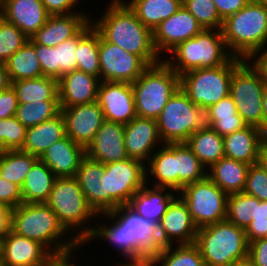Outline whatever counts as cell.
<instances>
[{
  "instance_id": "6da1fadb",
  "label": "cell",
  "mask_w": 267,
  "mask_h": 266,
  "mask_svg": "<svg viewBox=\"0 0 267 266\" xmlns=\"http://www.w3.org/2000/svg\"><path fill=\"white\" fill-rule=\"evenodd\" d=\"M76 178L89 205L97 214L128 205L146 184L145 165L127 158L103 164L85 156Z\"/></svg>"
},
{
  "instance_id": "7a4b0ae2",
  "label": "cell",
  "mask_w": 267,
  "mask_h": 266,
  "mask_svg": "<svg viewBox=\"0 0 267 266\" xmlns=\"http://www.w3.org/2000/svg\"><path fill=\"white\" fill-rule=\"evenodd\" d=\"M93 27L108 42L140 56L149 66L162 61L153 44L152 30L146 27L125 2H109Z\"/></svg>"
},
{
  "instance_id": "3957f363",
  "label": "cell",
  "mask_w": 267,
  "mask_h": 266,
  "mask_svg": "<svg viewBox=\"0 0 267 266\" xmlns=\"http://www.w3.org/2000/svg\"><path fill=\"white\" fill-rule=\"evenodd\" d=\"M12 231L39 242L53 256L80 246L46 203H22L15 207L12 214Z\"/></svg>"
},
{
  "instance_id": "277c9868",
  "label": "cell",
  "mask_w": 267,
  "mask_h": 266,
  "mask_svg": "<svg viewBox=\"0 0 267 266\" xmlns=\"http://www.w3.org/2000/svg\"><path fill=\"white\" fill-rule=\"evenodd\" d=\"M46 204L80 245L92 232L93 221H98V214L89 205L76 176L56 178Z\"/></svg>"
},
{
  "instance_id": "5b68a950",
  "label": "cell",
  "mask_w": 267,
  "mask_h": 266,
  "mask_svg": "<svg viewBox=\"0 0 267 266\" xmlns=\"http://www.w3.org/2000/svg\"><path fill=\"white\" fill-rule=\"evenodd\" d=\"M222 34L233 57L248 60L267 45V8L256 0L223 21Z\"/></svg>"
},
{
  "instance_id": "8992f818",
  "label": "cell",
  "mask_w": 267,
  "mask_h": 266,
  "mask_svg": "<svg viewBox=\"0 0 267 266\" xmlns=\"http://www.w3.org/2000/svg\"><path fill=\"white\" fill-rule=\"evenodd\" d=\"M194 244L205 266H232L248 259L245 229L227 219L198 228Z\"/></svg>"
},
{
  "instance_id": "52a82bcc",
  "label": "cell",
  "mask_w": 267,
  "mask_h": 266,
  "mask_svg": "<svg viewBox=\"0 0 267 266\" xmlns=\"http://www.w3.org/2000/svg\"><path fill=\"white\" fill-rule=\"evenodd\" d=\"M167 55L163 60L179 76L190 70L219 67L232 57L222 31L217 29H203L193 38L179 43Z\"/></svg>"
},
{
  "instance_id": "ba28073f",
  "label": "cell",
  "mask_w": 267,
  "mask_h": 266,
  "mask_svg": "<svg viewBox=\"0 0 267 266\" xmlns=\"http://www.w3.org/2000/svg\"><path fill=\"white\" fill-rule=\"evenodd\" d=\"M131 86L136 115L156 120L168 100L180 88V76L162 60L149 66Z\"/></svg>"
},
{
  "instance_id": "9c48e42d",
  "label": "cell",
  "mask_w": 267,
  "mask_h": 266,
  "mask_svg": "<svg viewBox=\"0 0 267 266\" xmlns=\"http://www.w3.org/2000/svg\"><path fill=\"white\" fill-rule=\"evenodd\" d=\"M242 60L232 56L219 67L187 71L180 75V88L195 105L207 110L229 95L233 69Z\"/></svg>"
},
{
  "instance_id": "30bf717a",
  "label": "cell",
  "mask_w": 267,
  "mask_h": 266,
  "mask_svg": "<svg viewBox=\"0 0 267 266\" xmlns=\"http://www.w3.org/2000/svg\"><path fill=\"white\" fill-rule=\"evenodd\" d=\"M156 121L164 144L185 143L206 126L205 110L195 105L181 88L168 100Z\"/></svg>"
},
{
  "instance_id": "8fae6325",
  "label": "cell",
  "mask_w": 267,
  "mask_h": 266,
  "mask_svg": "<svg viewBox=\"0 0 267 266\" xmlns=\"http://www.w3.org/2000/svg\"><path fill=\"white\" fill-rule=\"evenodd\" d=\"M265 85L261 75L249 60H242L233 69L229 95L244 122L247 125L258 127L262 131V95Z\"/></svg>"
},
{
  "instance_id": "7c38bea8",
  "label": "cell",
  "mask_w": 267,
  "mask_h": 266,
  "mask_svg": "<svg viewBox=\"0 0 267 266\" xmlns=\"http://www.w3.org/2000/svg\"><path fill=\"white\" fill-rule=\"evenodd\" d=\"M178 196L198 228L226 220L228 195L208 177L186 184Z\"/></svg>"
},
{
  "instance_id": "4fadbf2b",
  "label": "cell",
  "mask_w": 267,
  "mask_h": 266,
  "mask_svg": "<svg viewBox=\"0 0 267 266\" xmlns=\"http://www.w3.org/2000/svg\"><path fill=\"white\" fill-rule=\"evenodd\" d=\"M99 64L101 82L133 83L149 67L140 56L106 41L100 34Z\"/></svg>"
},
{
  "instance_id": "5bb4252c",
  "label": "cell",
  "mask_w": 267,
  "mask_h": 266,
  "mask_svg": "<svg viewBox=\"0 0 267 266\" xmlns=\"http://www.w3.org/2000/svg\"><path fill=\"white\" fill-rule=\"evenodd\" d=\"M202 30L196 18L182 4L173 15L153 29V44L162 58L179 43L193 38Z\"/></svg>"
},
{
  "instance_id": "9a60e30c",
  "label": "cell",
  "mask_w": 267,
  "mask_h": 266,
  "mask_svg": "<svg viewBox=\"0 0 267 266\" xmlns=\"http://www.w3.org/2000/svg\"><path fill=\"white\" fill-rule=\"evenodd\" d=\"M97 101L107 121L125 125L137 116L131 83L100 82Z\"/></svg>"
},
{
  "instance_id": "2e32d148",
  "label": "cell",
  "mask_w": 267,
  "mask_h": 266,
  "mask_svg": "<svg viewBox=\"0 0 267 266\" xmlns=\"http://www.w3.org/2000/svg\"><path fill=\"white\" fill-rule=\"evenodd\" d=\"M67 136L85 149L105 121L98 101L61 109Z\"/></svg>"
},
{
  "instance_id": "e0dca14e",
  "label": "cell",
  "mask_w": 267,
  "mask_h": 266,
  "mask_svg": "<svg viewBox=\"0 0 267 266\" xmlns=\"http://www.w3.org/2000/svg\"><path fill=\"white\" fill-rule=\"evenodd\" d=\"M159 237L164 246L195 243L198 227L187 205L177 196L158 224Z\"/></svg>"
},
{
  "instance_id": "ac0fdd59",
  "label": "cell",
  "mask_w": 267,
  "mask_h": 266,
  "mask_svg": "<svg viewBox=\"0 0 267 266\" xmlns=\"http://www.w3.org/2000/svg\"><path fill=\"white\" fill-rule=\"evenodd\" d=\"M124 143L128 158L144 165L157 150L156 147L164 144L159 135L157 121L138 116L124 125Z\"/></svg>"
},
{
  "instance_id": "d6986e66",
  "label": "cell",
  "mask_w": 267,
  "mask_h": 266,
  "mask_svg": "<svg viewBox=\"0 0 267 266\" xmlns=\"http://www.w3.org/2000/svg\"><path fill=\"white\" fill-rule=\"evenodd\" d=\"M52 256L39 242L11 230L2 239L0 266H49Z\"/></svg>"
},
{
  "instance_id": "ffe728a7",
  "label": "cell",
  "mask_w": 267,
  "mask_h": 266,
  "mask_svg": "<svg viewBox=\"0 0 267 266\" xmlns=\"http://www.w3.org/2000/svg\"><path fill=\"white\" fill-rule=\"evenodd\" d=\"M128 233V241L144 256L156 254L164 245L159 237L158 225L142 218L128 205L110 211Z\"/></svg>"
},
{
  "instance_id": "44dd1931",
  "label": "cell",
  "mask_w": 267,
  "mask_h": 266,
  "mask_svg": "<svg viewBox=\"0 0 267 266\" xmlns=\"http://www.w3.org/2000/svg\"><path fill=\"white\" fill-rule=\"evenodd\" d=\"M88 11L70 14L49 15L46 23L31 37L36 43L55 47L63 41L76 36L90 21Z\"/></svg>"
},
{
  "instance_id": "7402d4cb",
  "label": "cell",
  "mask_w": 267,
  "mask_h": 266,
  "mask_svg": "<svg viewBox=\"0 0 267 266\" xmlns=\"http://www.w3.org/2000/svg\"><path fill=\"white\" fill-rule=\"evenodd\" d=\"M85 152L88 158L103 164L127 159L124 124L105 120Z\"/></svg>"
},
{
  "instance_id": "603a6c76",
  "label": "cell",
  "mask_w": 267,
  "mask_h": 266,
  "mask_svg": "<svg viewBox=\"0 0 267 266\" xmlns=\"http://www.w3.org/2000/svg\"><path fill=\"white\" fill-rule=\"evenodd\" d=\"M97 218L99 219L100 223H94L92 232L81 244L82 250L86 244H90L92 241L95 242L94 240L99 241L100 239V241H103L104 244L108 243L112 249L117 250L116 252L119 253L118 257L120 256V259L137 258L143 256L128 241V233L126 232L125 225H123L111 212L100 213L98 214Z\"/></svg>"
},
{
  "instance_id": "cb8c5ba5",
  "label": "cell",
  "mask_w": 267,
  "mask_h": 266,
  "mask_svg": "<svg viewBox=\"0 0 267 266\" xmlns=\"http://www.w3.org/2000/svg\"><path fill=\"white\" fill-rule=\"evenodd\" d=\"M100 79L74 70L58 80L60 108L92 103L98 100Z\"/></svg>"
},
{
  "instance_id": "d4e9b609",
  "label": "cell",
  "mask_w": 267,
  "mask_h": 266,
  "mask_svg": "<svg viewBox=\"0 0 267 266\" xmlns=\"http://www.w3.org/2000/svg\"><path fill=\"white\" fill-rule=\"evenodd\" d=\"M86 156L85 148L68 136L53 143L39 159L58 177L76 176L81 161Z\"/></svg>"
},
{
  "instance_id": "484cf974",
  "label": "cell",
  "mask_w": 267,
  "mask_h": 266,
  "mask_svg": "<svg viewBox=\"0 0 267 266\" xmlns=\"http://www.w3.org/2000/svg\"><path fill=\"white\" fill-rule=\"evenodd\" d=\"M49 15L41 0H5L1 16L31 38Z\"/></svg>"
},
{
  "instance_id": "4316f807",
  "label": "cell",
  "mask_w": 267,
  "mask_h": 266,
  "mask_svg": "<svg viewBox=\"0 0 267 266\" xmlns=\"http://www.w3.org/2000/svg\"><path fill=\"white\" fill-rule=\"evenodd\" d=\"M145 184L131 198L128 206L142 218L159 224L170 203L178 196V192L167 187H156Z\"/></svg>"
},
{
  "instance_id": "83f0119b",
  "label": "cell",
  "mask_w": 267,
  "mask_h": 266,
  "mask_svg": "<svg viewBox=\"0 0 267 266\" xmlns=\"http://www.w3.org/2000/svg\"><path fill=\"white\" fill-rule=\"evenodd\" d=\"M267 135L258 127L247 125L224 139L225 157L248 165L257 163L258 151Z\"/></svg>"
},
{
  "instance_id": "f1b7e54d",
  "label": "cell",
  "mask_w": 267,
  "mask_h": 266,
  "mask_svg": "<svg viewBox=\"0 0 267 266\" xmlns=\"http://www.w3.org/2000/svg\"><path fill=\"white\" fill-rule=\"evenodd\" d=\"M146 183L156 187H167L177 192L175 173V143L158 147L145 165ZM152 179V180H150ZM154 182V183H153Z\"/></svg>"
},
{
  "instance_id": "f546056e",
  "label": "cell",
  "mask_w": 267,
  "mask_h": 266,
  "mask_svg": "<svg viewBox=\"0 0 267 266\" xmlns=\"http://www.w3.org/2000/svg\"><path fill=\"white\" fill-rule=\"evenodd\" d=\"M66 136V124L60 113L53 119L27 128L21 151L40 157L53 143Z\"/></svg>"
},
{
  "instance_id": "4dcf8cb0",
  "label": "cell",
  "mask_w": 267,
  "mask_h": 266,
  "mask_svg": "<svg viewBox=\"0 0 267 266\" xmlns=\"http://www.w3.org/2000/svg\"><path fill=\"white\" fill-rule=\"evenodd\" d=\"M250 165L227 157L207 169V177L227 195L242 193Z\"/></svg>"
},
{
  "instance_id": "1f68e13d",
  "label": "cell",
  "mask_w": 267,
  "mask_h": 266,
  "mask_svg": "<svg viewBox=\"0 0 267 266\" xmlns=\"http://www.w3.org/2000/svg\"><path fill=\"white\" fill-rule=\"evenodd\" d=\"M56 178L52 170L38 159L21 187L23 203H46Z\"/></svg>"
},
{
  "instance_id": "d6a6232c",
  "label": "cell",
  "mask_w": 267,
  "mask_h": 266,
  "mask_svg": "<svg viewBox=\"0 0 267 266\" xmlns=\"http://www.w3.org/2000/svg\"><path fill=\"white\" fill-rule=\"evenodd\" d=\"M205 116L206 126L211 127L222 137L247 126L238 114L237 107L230 95L205 110Z\"/></svg>"
},
{
  "instance_id": "836d02e7",
  "label": "cell",
  "mask_w": 267,
  "mask_h": 266,
  "mask_svg": "<svg viewBox=\"0 0 267 266\" xmlns=\"http://www.w3.org/2000/svg\"><path fill=\"white\" fill-rule=\"evenodd\" d=\"M185 143L207 169L225 157L223 137L209 126L197 130Z\"/></svg>"
},
{
  "instance_id": "e575fe53",
  "label": "cell",
  "mask_w": 267,
  "mask_h": 266,
  "mask_svg": "<svg viewBox=\"0 0 267 266\" xmlns=\"http://www.w3.org/2000/svg\"><path fill=\"white\" fill-rule=\"evenodd\" d=\"M16 92L18 104L42 101H60L58 80L42 76L36 79H21L11 83Z\"/></svg>"
},
{
  "instance_id": "d590c367",
  "label": "cell",
  "mask_w": 267,
  "mask_h": 266,
  "mask_svg": "<svg viewBox=\"0 0 267 266\" xmlns=\"http://www.w3.org/2000/svg\"><path fill=\"white\" fill-rule=\"evenodd\" d=\"M125 3L152 31L182 6V0H127Z\"/></svg>"
},
{
  "instance_id": "8d00e7d4",
  "label": "cell",
  "mask_w": 267,
  "mask_h": 266,
  "mask_svg": "<svg viewBox=\"0 0 267 266\" xmlns=\"http://www.w3.org/2000/svg\"><path fill=\"white\" fill-rule=\"evenodd\" d=\"M175 173H177V192H179L186 184L205 179L207 168L186 143H175Z\"/></svg>"
},
{
  "instance_id": "74e56055",
  "label": "cell",
  "mask_w": 267,
  "mask_h": 266,
  "mask_svg": "<svg viewBox=\"0 0 267 266\" xmlns=\"http://www.w3.org/2000/svg\"><path fill=\"white\" fill-rule=\"evenodd\" d=\"M11 83L21 79L42 77L40 61L35 47L27 41L5 62Z\"/></svg>"
},
{
  "instance_id": "f35d334b",
  "label": "cell",
  "mask_w": 267,
  "mask_h": 266,
  "mask_svg": "<svg viewBox=\"0 0 267 266\" xmlns=\"http://www.w3.org/2000/svg\"><path fill=\"white\" fill-rule=\"evenodd\" d=\"M38 159L21 150L0 151V177L22 187L26 175Z\"/></svg>"
},
{
  "instance_id": "ab89813d",
  "label": "cell",
  "mask_w": 267,
  "mask_h": 266,
  "mask_svg": "<svg viewBox=\"0 0 267 266\" xmlns=\"http://www.w3.org/2000/svg\"><path fill=\"white\" fill-rule=\"evenodd\" d=\"M77 70L100 79L99 32L93 26L78 40Z\"/></svg>"
},
{
  "instance_id": "60d3db41",
  "label": "cell",
  "mask_w": 267,
  "mask_h": 266,
  "mask_svg": "<svg viewBox=\"0 0 267 266\" xmlns=\"http://www.w3.org/2000/svg\"><path fill=\"white\" fill-rule=\"evenodd\" d=\"M155 255L159 266H205L199 248L194 243L167 245Z\"/></svg>"
},
{
  "instance_id": "b9f144b4",
  "label": "cell",
  "mask_w": 267,
  "mask_h": 266,
  "mask_svg": "<svg viewBox=\"0 0 267 266\" xmlns=\"http://www.w3.org/2000/svg\"><path fill=\"white\" fill-rule=\"evenodd\" d=\"M60 113V101H40L18 104L15 117L29 128L53 119Z\"/></svg>"
},
{
  "instance_id": "7bdbcfd3",
  "label": "cell",
  "mask_w": 267,
  "mask_h": 266,
  "mask_svg": "<svg viewBox=\"0 0 267 266\" xmlns=\"http://www.w3.org/2000/svg\"><path fill=\"white\" fill-rule=\"evenodd\" d=\"M256 198L245 193L228 195L226 219L236 226L246 229L255 216Z\"/></svg>"
},
{
  "instance_id": "ee69618b",
  "label": "cell",
  "mask_w": 267,
  "mask_h": 266,
  "mask_svg": "<svg viewBox=\"0 0 267 266\" xmlns=\"http://www.w3.org/2000/svg\"><path fill=\"white\" fill-rule=\"evenodd\" d=\"M93 26L90 21L76 36L56 46V79L77 70L78 40Z\"/></svg>"
},
{
  "instance_id": "f6af8a7d",
  "label": "cell",
  "mask_w": 267,
  "mask_h": 266,
  "mask_svg": "<svg viewBox=\"0 0 267 266\" xmlns=\"http://www.w3.org/2000/svg\"><path fill=\"white\" fill-rule=\"evenodd\" d=\"M182 4L203 29H222L223 20L212 0H182Z\"/></svg>"
},
{
  "instance_id": "bcb514c9",
  "label": "cell",
  "mask_w": 267,
  "mask_h": 266,
  "mask_svg": "<svg viewBox=\"0 0 267 266\" xmlns=\"http://www.w3.org/2000/svg\"><path fill=\"white\" fill-rule=\"evenodd\" d=\"M28 39L17 26L0 16V63H5Z\"/></svg>"
},
{
  "instance_id": "7dc6e473",
  "label": "cell",
  "mask_w": 267,
  "mask_h": 266,
  "mask_svg": "<svg viewBox=\"0 0 267 266\" xmlns=\"http://www.w3.org/2000/svg\"><path fill=\"white\" fill-rule=\"evenodd\" d=\"M27 128L15 116L0 119V151L21 150Z\"/></svg>"
},
{
  "instance_id": "c3c4849f",
  "label": "cell",
  "mask_w": 267,
  "mask_h": 266,
  "mask_svg": "<svg viewBox=\"0 0 267 266\" xmlns=\"http://www.w3.org/2000/svg\"><path fill=\"white\" fill-rule=\"evenodd\" d=\"M243 193L267 201V172L259 165H250Z\"/></svg>"
},
{
  "instance_id": "681fc988",
  "label": "cell",
  "mask_w": 267,
  "mask_h": 266,
  "mask_svg": "<svg viewBox=\"0 0 267 266\" xmlns=\"http://www.w3.org/2000/svg\"><path fill=\"white\" fill-rule=\"evenodd\" d=\"M248 243L267 237V201L256 198L255 216L245 229Z\"/></svg>"
},
{
  "instance_id": "f907efd6",
  "label": "cell",
  "mask_w": 267,
  "mask_h": 266,
  "mask_svg": "<svg viewBox=\"0 0 267 266\" xmlns=\"http://www.w3.org/2000/svg\"><path fill=\"white\" fill-rule=\"evenodd\" d=\"M28 41L35 47L41 65L42 76L56 79V46L48 47L36 44L31 38Z\"/></svg>"
},
{
  "instance_id": "816d5d0a",
  "label": "cell",
  "mask_w": 267,
  "mask_h": 266,
  "mask_svg": "<svg viewBox=\"0 0 267 266\" xmlns=\"http://www.w3.org/2000/svg\"><path fill=\"white\" fill-rule=\"evenodd\" d=\"M0 203L12 209L23 203L21 187L0 177Z\"/></svg>"
},
{
  "instance_id": "f5cc1de1",
  "label": "cell",
  "mask_w": 267,
  "mask_h": 266,
  "mask_svg": "<svg viewBox=\"0 0 267 266\" xmlns=\"http://www.w3.org/2000/svg\"><path fill=\"white\" fill-rule=\"evenodd\" d=\"M17 107V95L12 86L0 92V119L15 116Z\"/></svg>"
},
{
  "instance_id": "db71d44e",
  "label": "cell",
  "mask_w": 267,
  "mask_h": 266,
  "mask_svg": "<svg viewBox=\"0 0 267 266\" xmlns=\"http://www.w3.org/2000/svg\"><path fill=\"white\" fill-rule=\"evenodd\" d=\"M247 260L253 266H267V237L249 243Z\"/></svg>"
},
{
  "instance_id": "11a10c76",
  "label": "cell",
  "mask_w": 267,
  "mask_h": 266,
  "mask_svg": "<svg viewBox=\"0 0 267 266\" xmlns=\"http://www.w3.org/2000/svg\"><path fill=\"white\" fill-rule=\"evenodd\" d=\"M46 11L50 15L70 14L80 12L77 7L79 5L75 0H41ZM78 8V9H77ZM77 9V10H75Z\"/></svg>"
},
{
  "instance_id": "9f6ffc18",
  "label": "cell",
  "mask_w": 267,
  "mask_h": 266,
  "mask_svg": "<svg viewBox=\"0 0 267 266\" xmlns=\"http://www.w3.org/2000/svg\"><path fill=\"white\" fill-rule=\"evenodd\" d=\"M217 7L220 18L224 21L227 17L237 13L245 7L250 0H212Z\"/></svg>"
},
{
  "instance_id": "6f0895ef",
  "label": "cell",
  "mask_w": 267,
  "mask_h": 266,
  "mask_svg": "<svg viewBox=\"0 0 267 266\" xmlns=\"http://www.w3.org/2000/svg\"><path fill=\"white\" fill-rule=\"evenodd\" d=\"M248 60L257 69L262 80L267 84V45L256 51Z\"/></svg>"
},
{
  "instance_id": "680465c9",
  "label": "cell",
  "mask_w": 267,
  "mask_h": 266,
  "mask_svg": "<svg viewBox=\"0 0 267 266\" xmlns=\"http://www.w3.org/2000/svg\"><path fill=\"white\" fill-rule=\"evenodd\" d=\"M127 260V261H126ZM115 266H159L157 257L155 254H146L137 258H124L122 262L115 263Z\"/></svg>"
},
{
  "instance_id": "91938a15",
  "label": "cell",
  "mask_w": 267,
  "mask_h": 266,
  "mask_svg": "<svg viewBox=\"0 0 267 266\" xmlns=\"http://www.w3.org/2000/svg\"><path fill=\"white\" fill-rule=\"evenodd\" d=\"M80 248H82L81 245L75 250L62 253V254H56L52 256L49 266H79V261L77 262L78 263L77 265V263L75 262L77 260H73V259H75V257H78V256H75L74 253L77 252L76 253L77 255L78 254L77 250H79ZM80 266H86V263L85 265H80ZM87 266H90V264Z\"/></svg>"
},
{
  "instance_id": "94428289",
  "label": "cell",
  "mask_w": 267,
  "mask_h": 266,
  "mask_svg": "<svg viewBox=\"0 0 267 266\" xmlns=\"http://www.w3.org/2000/svg\"><path fill=\"white\" fill-rule=\"evenodd\" d=\"M13 209L0 203V237L3 239L12 230Z\"/></svg>"
},
{
  "instance_id": "6125c7cd",
  "label": "cell",
  "mask_w": 267,
  "mask_h": 266,
  "mask_svg": "<svg viewBox=\"0 0 267 266\" xmlns=\"http://www.w3.org/2000/svg\"><path fill=\"white\" fill-rule=\"evenodd\" d=\"M256 164L267 172V137L261 143Z\"/></svg>"
},
{
  "instance_id": "be15d7a7",
  "label": "cell",
  "mask_w": 267,
  "mask_h": 266,
  "mask_svg": "<svg viewBox=\"0 0 267 266\" xmlns=\"http://www.w3.org/2000/svg\"><path fill=\"white\" fill-rule=\"evenodd\" d=\"M11 86V81L8 76L5 63H0V92L8 89Z\"/></svg>"
},
{
  "instance_id": "e7e4bbea",
  "label": "cell",
  "mask_w": 267,
  "mask_h": 266,
  "mask_svg": "<svg viewBox=\"0 0 267 266\" xmlns=\"http://www.w3.org/2000/svg\"><path fill=\"white\" fill-rule=\"evenodd\" d=\"M263 132L267 135V84L262 95Z\"/></svg>"
},
{
  "instance_id": "03108f58",
  "label": "cell",
  "mask_w": 267,
  "mask_h": 266,
  "mask_svg": "<svg viewBox=\"0 0 267 266\" xmlns=\"http://www.w3.org/2000/svg\"><path fill=\"white\" fill-rule=\"evenodd\" d=\"M232 266H253L248 260L242 261V262H238Z\"/></svg>"
},
{
  "instance_id": "003e7915",
  "label": "cell",
  "mask_w": 267,
  "mask_h": 266,
  "mask_svg": "<svg viewBox=\"0 0 267 266\" xmlns=\"http://www.w3.org/2000/svg\"><path fill=\"white\" fill-rule=\"evenodd\" d=\"M4 1L5 0H0V16L2 15L3 7H4Z\"/></svg>"
},
{
  "instance_id": "a7ac6f4b",
  "label": "cell",
  "mask_w": 267,
  "mask_h": 266,
  "mask_svg": "<svg viewBox=\"0 0 267 266\" xmlns=\"http://www.w3.org/2000/svg\"><path fill=\"white\" fill-rule=\"evenodd\" d=\"M258 3L264 5L267 8V0H256Z\"/></svg>"
},
{
  "instance_id": "89a4df30",
  "label": "cell",
  "mask_w": 267,
  "mask_h": 266,
  "mask_svg": "<svg viewBox=\"0 0 267 266\" xmlns=\"http://www.w3.org/2000/svg\"><path fill=\"white\" fill-rule=\"evenodd\" d=\"M2 256V238L0 237V260Z\"/></svg>"
},
{
  "instance_id": "2644e50d",
  "label": "cell",
  "mask_w": 267,
  "mask_h": 266,
  "mask_svg": "<svg viewBox=\"0 0 267 266\" xmlns=\"http://www.w3.org/2000/svg\"><path fill=\"white\" fill-rule=\"evenodd\" d=\"M111 2H125L126 0H110Z\"/></svg>"
},
{
  "instance_id": "8c879c8a",
  "label": "cell",
  "mask_w": 267,
  "mask_h": 266,
  "mask_svg": "<svg viewBox=\"0 0 267 266\" xmlns=\"http://www.w3.org/2000/svg\"><path fill=\"white\" fill-rule=\"evenodd\" d=\"M78 4L80 3V4H82L81 2H85V1H83V0H81V2H80V0H75Z\"/></svg>"
}]
</instances>
